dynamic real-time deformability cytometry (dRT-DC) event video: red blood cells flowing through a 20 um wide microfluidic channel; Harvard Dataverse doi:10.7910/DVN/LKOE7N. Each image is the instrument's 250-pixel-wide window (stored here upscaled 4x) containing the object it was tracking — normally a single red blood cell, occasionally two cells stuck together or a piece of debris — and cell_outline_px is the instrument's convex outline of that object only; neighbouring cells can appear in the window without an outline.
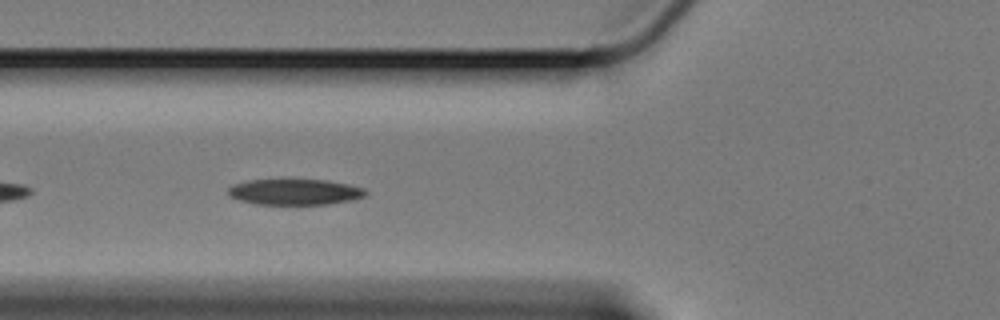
{"species": "Egyptian fruit bat (a non-hibernating species)", "species_latin": "Rousettus aegyptiacus", "temperature_condition": "cold", "stored_images_in_passage": 36, "camera_frame_rate_fps": 3000, "um_per_image_px": 0.085, "animal": {"sex": "female"}, "frame": {"image": 1, "passage_image": 6, "time_ms": 1.667, "image_size_px": [1000, 320], "cell_outline_px": [[368, 192], [364, 196], [348, 200], [328, 204], [256, 204], [240, 200], [228, 196], [228, 188], [232, 184], [248, 180], [284, 176], [288, 176], [328, 180], [348, 184], [364, 188]], "centroid_in_image_um": [24.99, 16.24], "position_along_channel_um": 100.8, "area_um2": 21.79}}
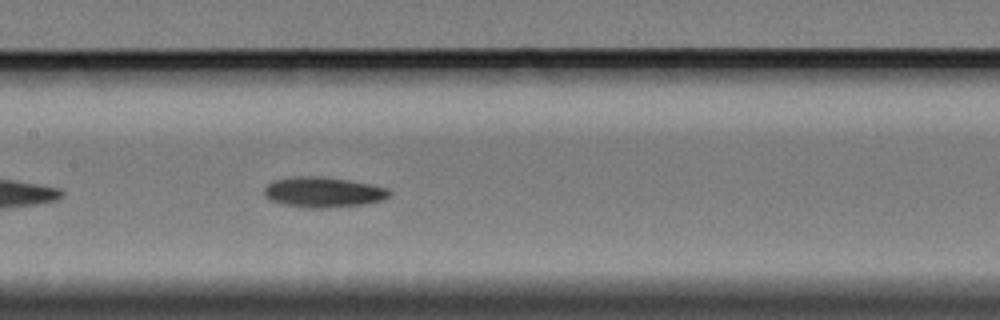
{"frame": {"image": 2, "passage_image": 13, "time_ms": 4.0, "image_size_px": [1000, 320], "cell_outline_px": [[392, 192], [384, 200], [364, 204], [328, 208], [308, 208], [284, 204], [268, 200], [264, 196], [264, 188], [272, 180], [292, 176], [324, 176], [348, 180], [388, 188]], "centroid_in_image_um": [27.44, 16.33], "position_along_channel_um": 180.0, "area_um2": 22.37}}
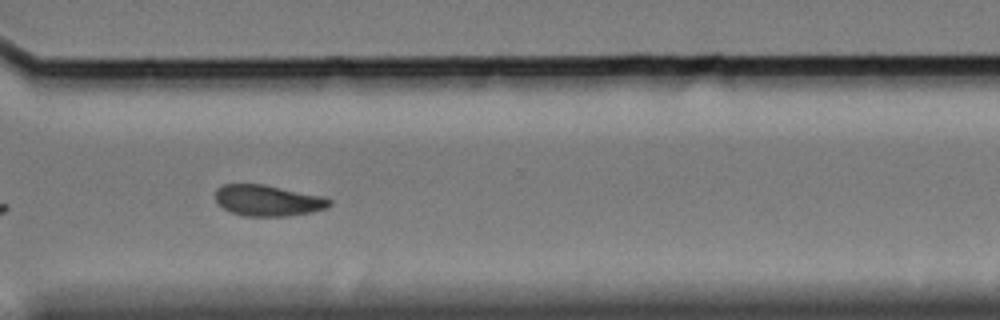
{"frame": {"image": 3, "passage_image": 28, "time_ms": 9.0, "image_size_px": [1000, 320], "cell_outline_px": [[332, 204], [328, 208], [312, 212], [288, 216], [244, 216], [232, 212], [224, 208], [216, 200], [216, 188], [224, 184], [264, 184], [320, 196], [332, 200]], "centroid_in_image_um": [22.78, 17.04], "position_along_channel_um": 347.8, "area_um2": 20.52}, "authors_computed_cell_mechanics": {"area_um2": 21.3571, "velocity_mm_per_s": 3.3625, "shape_relaxation_time_tau1_ms": 4.1331, "shape_relaxation_time_tau2_ms": null, "deformation_change_tau1": 0.124, "deformation_change_tau2": null}}